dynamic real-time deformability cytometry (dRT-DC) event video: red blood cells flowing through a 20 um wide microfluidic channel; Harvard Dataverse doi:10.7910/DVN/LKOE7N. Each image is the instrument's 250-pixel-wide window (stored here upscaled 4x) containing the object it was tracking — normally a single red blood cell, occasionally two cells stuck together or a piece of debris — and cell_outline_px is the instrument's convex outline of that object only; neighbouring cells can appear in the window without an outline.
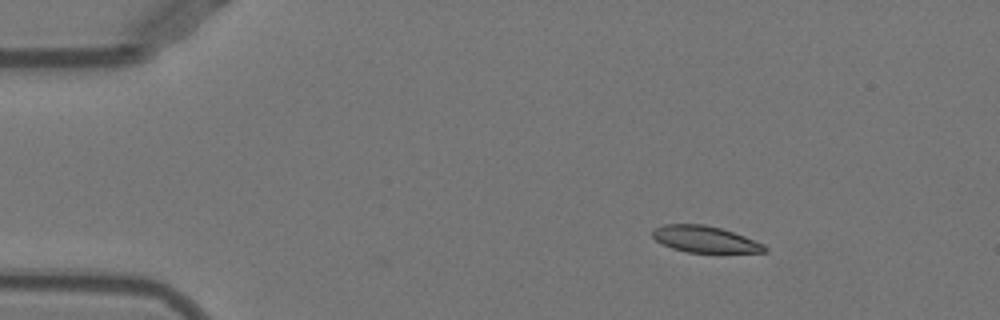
{"species": "Egyptian fruit bat (a non-hibernating species)", "species_latin": "Rousettus aegyptiacus", "temperature_condition": "warm", "stored_images_in_passage": 46, "camera_frame_rate_fps": 3000, "um_per_image_px": 0.085, "animal": {"sex": "female"}, "frame": {"image": 1, "passage_image": 1, "time_ms": 0.0, "image_size_px": [1000, 320], "cell_outline_px": [[768, 252], [720, 256], [688, 252], [672, 248], [656, 240], [652, 236], [652, 232], [656, 228], [664, 224], [704, 224], [720, 228], [744, 236], [764, 244], [768, 248]], "centroid_in_image_um": [60.04, 20.41], "position_along_channel_um": 25.0, "area_um2": 18.21}}
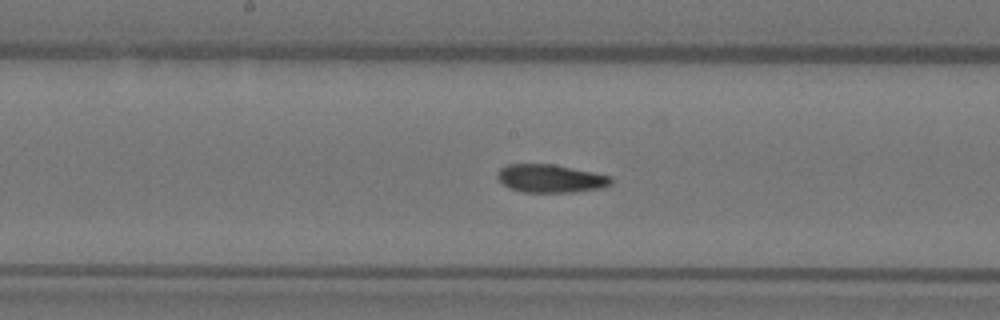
{"frame": {"image": 2, "passage_image": 20, "time_ms": 6.333, "image_size_px": [1000, 320], "cell_outline_px": [[612, 184], [604, 188], [572, 192], [524, 192], [508, 188], [496, 176], [496, 172], [500, 168], [508, 164], [552, 164], [612, 176]], "centroid_in_image_um": [46.8, 15.17], "position_along_channel_um": 201.4, "area_um2": 18.67}}
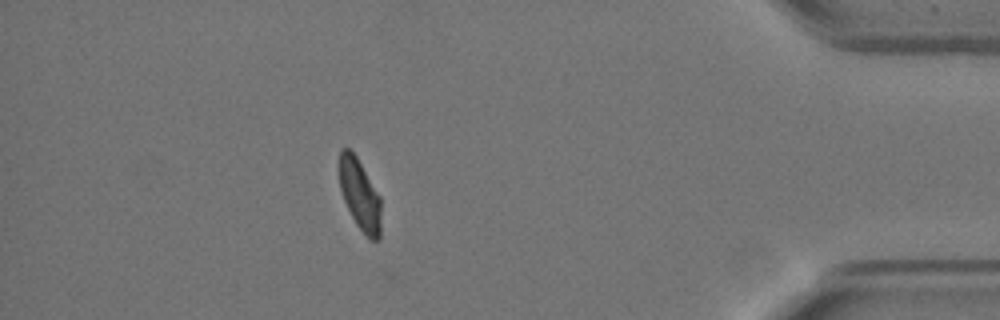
{"frame": {"image": 3, "passage_image": 39, "time_ms": 12.667, "image_size_px": [1000, 320], "cell_outline_px": [[380, 240], [372, 240], [356, 224], [344, 200], [340, 188], [340, 148], [348, 148], [356, 156], [380, 196]], "centroid_in_image_um": [30.59, 16.54], "position_along_channel_um": 404.6, "area_um2": 16.82}, "authors_computed_cell_mechanics": {"area_um2": 18.785, "velocity_mm_per_s": 3.9294, "shape_relaxation_time_tau1_ms": 8.5523, "shape_relaxation_time_tau2_ms": 2.3468, "deformation_change_tau1": 0.2431, "deformation_change_tau2": 0.0541}}